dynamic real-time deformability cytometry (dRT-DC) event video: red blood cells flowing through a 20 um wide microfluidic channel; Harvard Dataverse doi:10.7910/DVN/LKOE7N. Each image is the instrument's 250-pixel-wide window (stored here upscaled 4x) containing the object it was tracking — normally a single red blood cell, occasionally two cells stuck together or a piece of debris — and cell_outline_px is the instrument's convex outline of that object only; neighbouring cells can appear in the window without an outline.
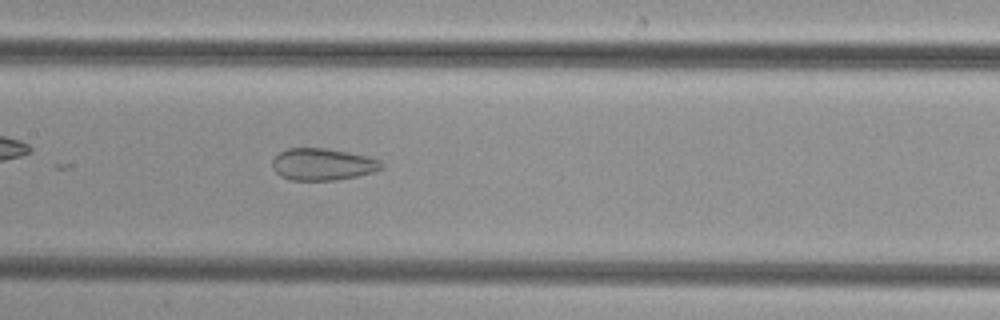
{"species": "common noctule bat (a hibernating species)", "species_latin": "Nyctalus noctula", "temperature_condition": "cold", "stored_images_in_passage": 28, "camera_frame_rate_fps": 3000, "um_per_image_px": 0.085, "animal": {"sex": "female", "body_mass_g": 29.2, "forearm_length_mm": 56.3}, "frame": {"image": 1, "passage_image": 12, "time_ms": 3.667, "image_size_px": [1000, 320], "cell_outline_px": [[384, 168], [376, 172], [356, 176], [332, 180], [292, 180], [280, 176], [272, 168], [272, 160], [280, 152], [288, 148], [324, 148], [348, 152], [368, 156], [380, 160], [384, 164]], "centroid_in_image_um": [27.45, 13.96], "position_along_channel_um": 179.9, "area_um2": 20.4}}
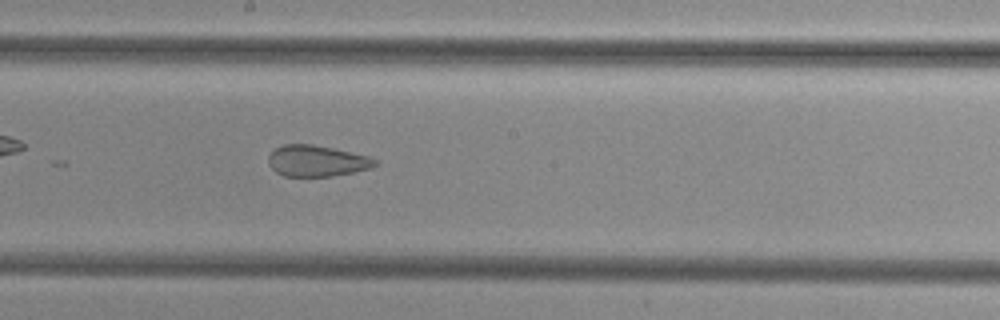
{"frame": {"image": 2, "passage_image": 15, "time_ms": 4.667, "image_size_px": [1000, 320], "cell_outline_px": [[376, 164], [372, 168], [332, 176], [284, 176], [276, 172], [268, 164], [268, 156], [276, 148], [284, 144], [312, 144], [332, 148], [368, 156], [376, 160]], "centroid_in_image_um": [26.9, 13.68], "position_along_channel_um": 221.3, "area_um2": 19.19}}
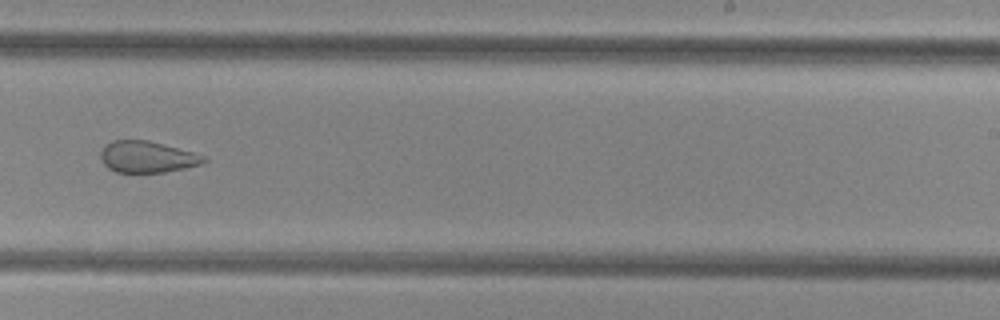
{"frame": {"image": 3, "passage_image": 19, "time_ms": 6.0, "image_size_px": [1000, 320], "cell_outline_px": [[208, 160], [200, 164], [184, 168], [164, 172], [116, 172], [108, 168], [104, 164], [100, 156], [100, 152], [104, 144], [112, 140], [148, 140], [192, 152], [204, 156]], "centroid_in_image_um": [12.46, 13.33], "position_along_channel_um": 276.5, "area_um2": 18.79}}